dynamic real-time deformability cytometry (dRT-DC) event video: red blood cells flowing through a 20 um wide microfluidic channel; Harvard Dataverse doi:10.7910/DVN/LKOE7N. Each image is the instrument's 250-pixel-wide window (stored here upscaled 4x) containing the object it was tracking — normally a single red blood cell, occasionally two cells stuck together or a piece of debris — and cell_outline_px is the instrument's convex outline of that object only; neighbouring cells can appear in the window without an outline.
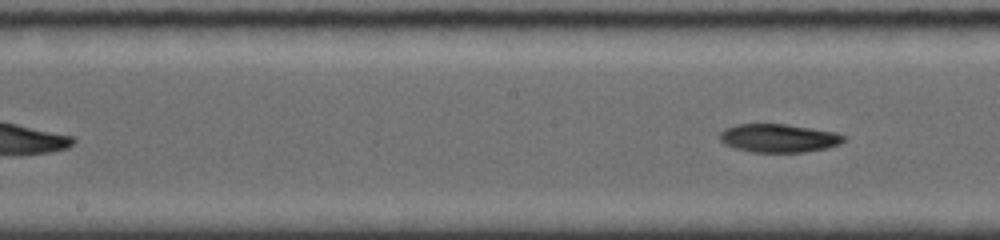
{"species": "common noctule bat (a hibernating species)", "species_latin": "Nyctalus noctula", "temperature_condition": "room temperature", "stored_images_in_passage": 6, "segment_of_instrument_passage": [2, 2], "camera_frame_rate_fps": 4000, "um_per_image_px": 0.085, "animal": {"sex": "female", "body_mass_g": 19.0, "forearm_length_mm": 56.7}, "frame": {"image": 1, "passage_image": 6, "time_ms": 5.5, "image_size_px": [1000, 240], "cell_outline_px": [[844, 140], [840, 144], [824, 148], [804, 152], [752, 152], [736, 148], [724, 144], [720, 140], [720, 132], [724, 128], [736, 124], [784, 124], [836, 132], [844, 136]], "centroid_in_image_um": [66.15, 11.74], "position_along_channel_um": 182.1, "area_um2": 20.35}}